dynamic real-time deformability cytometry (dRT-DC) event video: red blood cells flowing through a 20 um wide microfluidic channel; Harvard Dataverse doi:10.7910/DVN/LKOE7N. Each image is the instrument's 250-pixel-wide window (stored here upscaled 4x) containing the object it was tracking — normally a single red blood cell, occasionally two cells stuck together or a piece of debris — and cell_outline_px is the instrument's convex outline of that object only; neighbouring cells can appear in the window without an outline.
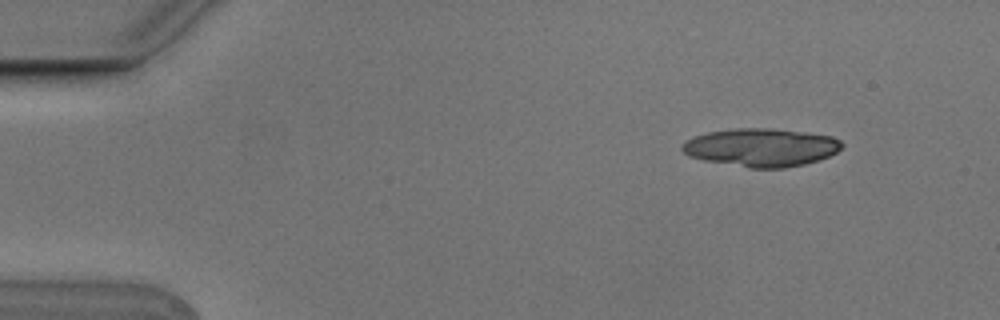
{"species": "Egyptian fruit bat (a non-hibernating species)", "species_latin": "Rousettus aegyptiacus", "temperature_condition": "cold", "stored_images_in_passage": 10, "segment_of_instrument_passage": [1, 2], "camera_frame_rate_fps": 3000, "um_per_image_px": 0.085, "animal": {"sex": "male"}, "frame": {"image": 1, "passage_image": 1, "time_ms": 0.0, "image_size_px": [1000, 320], "cell_outline_px": [[844, 144], [836, 152], [828, 156], [804, 164], [784, 168], [748, 168], [704, 160], [688, 156], [680, 148], [688, 140], [696, 136], [708, 132], [736, 128], [764, 128], [808, 132], [832, 136], [840, 140]], "centroid_in_image_um": [64.71, 12.53], "position_along_channel_um": 20.3, "area_um2": 35.32}}